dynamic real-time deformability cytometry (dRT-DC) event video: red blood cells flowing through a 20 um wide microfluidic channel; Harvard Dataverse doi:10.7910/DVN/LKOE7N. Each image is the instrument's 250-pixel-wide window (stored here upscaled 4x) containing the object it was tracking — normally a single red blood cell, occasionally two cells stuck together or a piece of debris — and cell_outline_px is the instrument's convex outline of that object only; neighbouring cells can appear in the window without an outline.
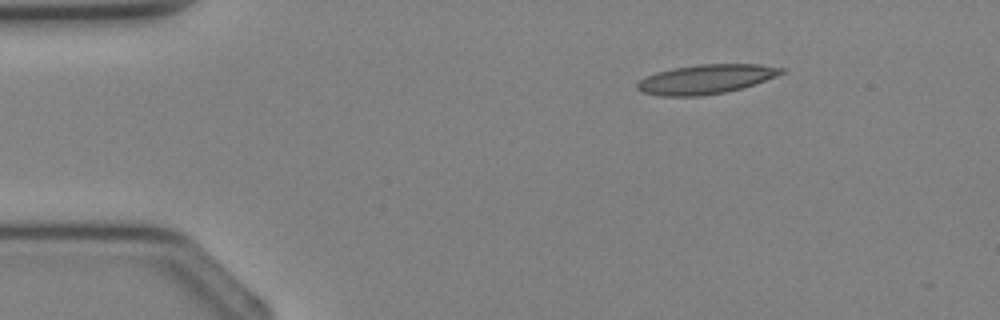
{"species": "Egyptian fruit bat (a non-hibernating species)", "species_latin": "Rousettus aegyptiacus", "temperature_condition": "cold", "stored_images_in_passage": 2, "camera_frame_rate_fps": 3000, "um_per_image_px": 0.085, "animal": {"sex": "female"}, "frame": {"image": 1, "passage_image": 1, "time_ms": 0.0, "image_size_px": [1000, 320], "cell_outline_px": [[788, 68], [784, 72], [776, 76], [756, 84], [724, 92], [700, 96], [660, 96], [644, 92], [636, 88], [636, 84], [644, 76], [656, 72], [672, 68], [700, 64], [760, 64]], "centroid_in_image_um": [60.01, 6.72], "position_along_channel_um": 25.0, "area_um2": 24.74}}